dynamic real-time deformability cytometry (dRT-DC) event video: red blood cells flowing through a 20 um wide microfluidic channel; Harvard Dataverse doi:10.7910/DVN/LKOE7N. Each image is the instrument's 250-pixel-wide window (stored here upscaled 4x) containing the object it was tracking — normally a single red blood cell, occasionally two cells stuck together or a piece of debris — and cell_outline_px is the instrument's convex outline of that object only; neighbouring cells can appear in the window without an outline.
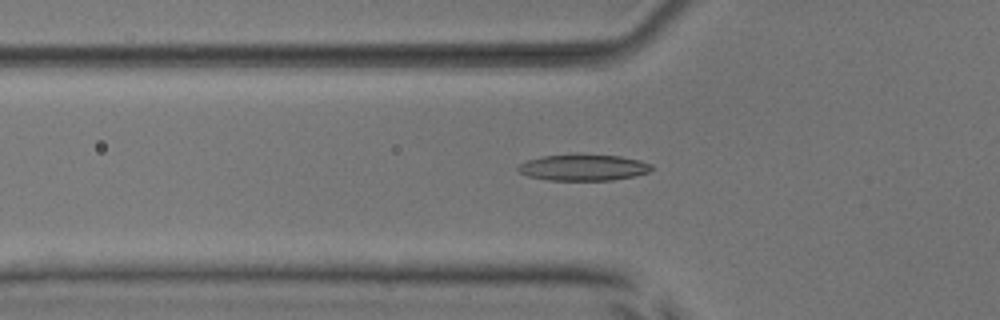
{"species": "common noctule bat (a hibernating species)", "species_latin": "Nyctalus noctula", "temperature_condition": "room temperature", "stored_images_in_passage": 36, "camera_frame_rate_fps": 3000, "um_per_image_px": 0.085, "animal": {"sex": "male", "body_mass_g": 17.9, "forearm_length_mm": 54.2}, "frame": {"image": 1, "passage_image": 2, "time_ms": 0.333, "image_size_px": [1000, 320], "cell_outline_px": [[652, 168], [648, 172], [636, 176], [612, 180], [548, 180], [528, 176], [520, 172], [516, 168], [520, 164], [528, 160], [544, 156], [576, 152], [580, 152], [620, 156], [640, 160], [652, 164]], "centroid_in_image_um": [49.6, 14.2], "position_along_channel_um": 76.2, "area_um2": 20.98}}
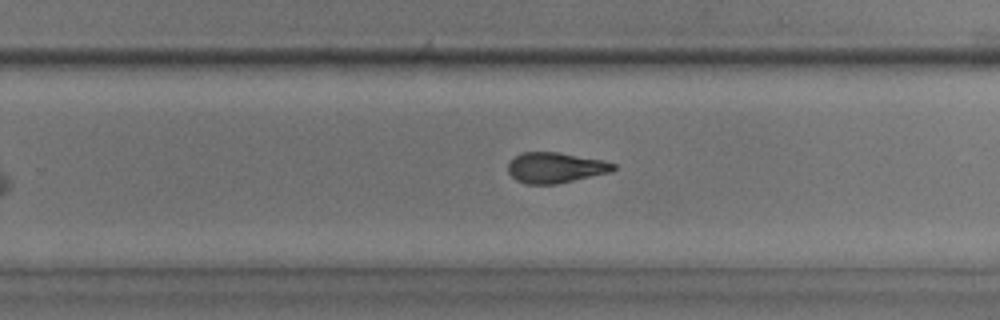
{"frame": {"image": 2, "passage_image": 18, "time_ms": 5.667, "image_size_px": [1000, 320], "cell_outline_px": [[616, 168], [612, 172], [556, 184], [528, 184], [516, 180], [508, 172], [508, 164], [520, 152], [556, 152], [600, 160], [616, 164]], "centroid_in_image_um": [47.2, 14.26], "position_along_channel_um": 282.6, "area_um2": 18.55}}
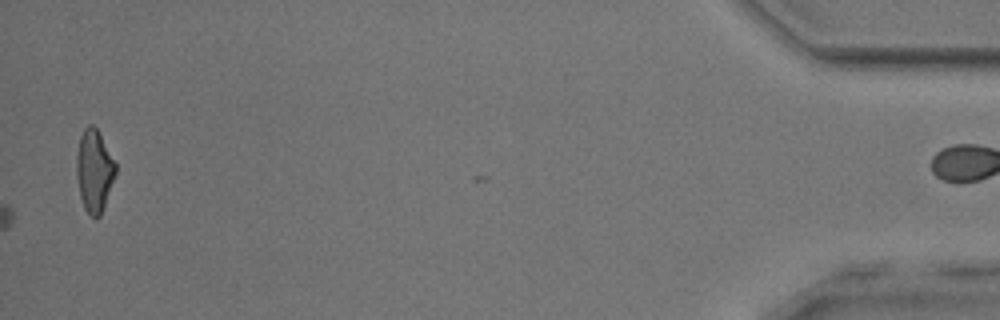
{"frame": {"image": 3, "passage_image": 36, "time_ms": 11.667, "image_size_px": [1000, 320], "cell_outline_px": [[116, 172], [100, 216], [96, 220], [84, 208], [80, 196], [76, 176], [76, 156], [80, 136], [84, 128], [88, 124], [92, 124], [96, 128], [116, 164]], "centroid_in_image_um": [7.98, 14.51], "position_along_channel_um": 427.2, "area_um2": 18.5}, "authors_computed_cell_mechanics": {"area_um2": 18.5249, "velocity_mm_per_s": 3.8755, "shape_relaxation_time_tau1_ms": 4.7783, "shape_relaxation_time_tau2_ms": 2.2631, "deformation_change_tau1": 0.1737, "deformation_change_tau2": 0.1186}}